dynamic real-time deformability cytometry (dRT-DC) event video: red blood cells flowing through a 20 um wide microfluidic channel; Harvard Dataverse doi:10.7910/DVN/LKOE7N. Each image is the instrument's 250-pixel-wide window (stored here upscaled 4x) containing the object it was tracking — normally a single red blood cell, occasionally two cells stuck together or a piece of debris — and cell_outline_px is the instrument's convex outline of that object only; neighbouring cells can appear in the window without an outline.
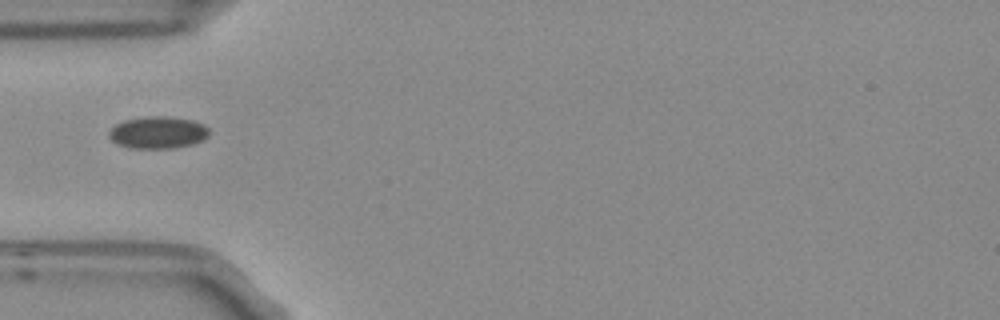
{"species": "Egyptian fruit bat (a non-hibernating species)", "species_latin": "Rousettus aegyptiacus", "temperature_condition": "room temperature", "stored_images_in_passage": 1, "camera_frame_rate_fps": 3000, "um_per_image_px": 0.085, "frame": {"image": 1, "passage_image": 1, "time_ms": 0.0, "image_size_px": [1000, 320], "cell_outline_px": [[208, 136], [204, 140], [192, 144], [172, 148], [132, 148], [120, 144], [112, 140], [108, 136], [108, 132], [116, 124], [124, 120], [148, 116], [168, 116], [192, 120], [204, 124], [208, 128]], "centroid_in_image_um": [13.44, 11.25], "position_along_channel_um": 71.6, "area_um2": 18.67}}